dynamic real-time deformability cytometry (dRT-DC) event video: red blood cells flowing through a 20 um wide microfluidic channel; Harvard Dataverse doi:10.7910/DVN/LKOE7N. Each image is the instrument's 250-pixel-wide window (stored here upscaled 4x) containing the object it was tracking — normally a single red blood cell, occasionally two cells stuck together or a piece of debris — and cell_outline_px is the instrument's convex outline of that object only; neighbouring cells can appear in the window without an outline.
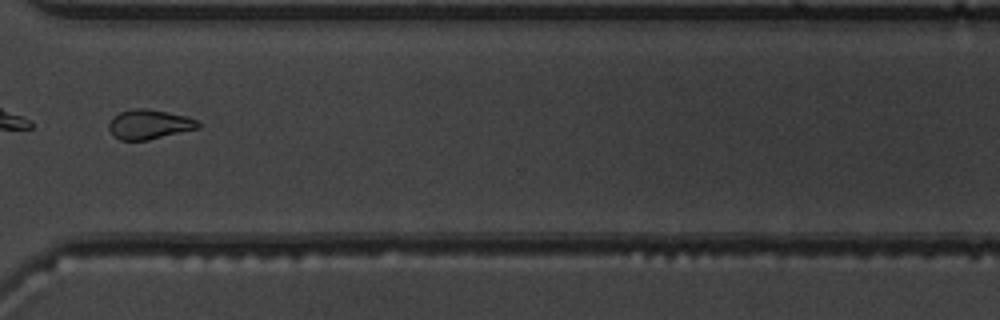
{"species": "common noctule bat (a hibernating species)", "species_latin": "Nyctalus noctula", "temperature_condition": "warm", "stored_images_in_passage": 49, "camera_frame_rate_fps": 3000, "um_per_image_px": 0.085, "animal": {"sex": "male", "body_mass_g": 19.5, "forearm_length_mm": 54.6}, "frame": {"image": 1, "passage_image": 42, "time_ms": 13.667, "image_size_px": [1000, 320], "cell_outline_px": [[200, 128], [148, 140], [120, 140], [112, 136], [108, 128], [108, 124], [120, 112], [132, 108], [144, 108], [168, 112], [184, 116], [196, 120], [200, 124]], "centroid_in_image_um": [12.67, 10.58], "position_along_channel_um": 357.9, "area_um2": 15.32}, "authors_computed_cell_mechanics": {"area_um2": 15.9528, "velocity_mm_per_s": 3.9151, "shape_relaxation_time_tau1_ms": 4.7768, "shape_relaxation_time_tau2_ms": 3.0003, "deformation_change_tau1": 0.1176, "deformation_change_tau2": 0.0895}}